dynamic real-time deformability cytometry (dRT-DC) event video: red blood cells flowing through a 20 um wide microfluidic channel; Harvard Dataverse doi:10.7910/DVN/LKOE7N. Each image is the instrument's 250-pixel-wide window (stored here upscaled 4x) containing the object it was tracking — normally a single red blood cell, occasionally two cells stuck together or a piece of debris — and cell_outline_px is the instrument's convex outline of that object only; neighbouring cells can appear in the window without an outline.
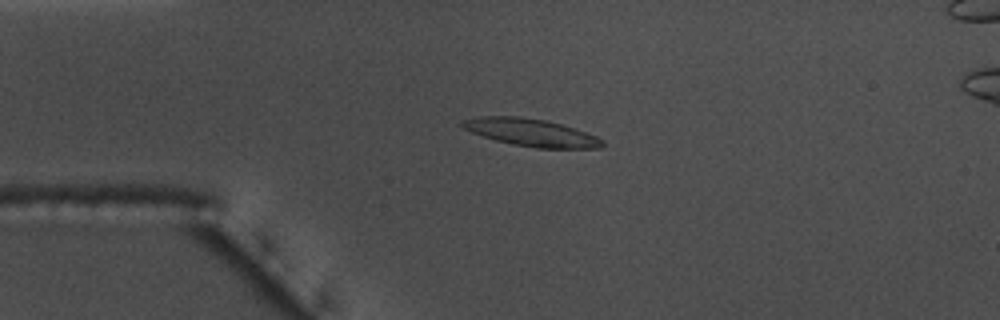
{"species": "common noctule bat (a hibernating species)", "species_latin": "Nyctalus noctula", "temperature_condition": "warm", "stored_images_in_passage": 9, "camera_frame_rate_fps": 3000, "um_per_image_px": 0.085, "animal": {"sex": "male", "body_mass_g": 17.5, "forearm_length_mm": 52.3}, "frame": {"image": 1, "passage_image": 6, "time_ms": 1.667, "image_size_px": [1000, 320], "cell_outline_px": [[604, 144], [600, 148], [536, 148], [512, 144], [496, 140], [472, 132], [464, 128], [460, 124], [460, 120], [480, 116], [520, 116], [544, 120], [560, 124], [596, 136], [604, 140]], "centroid_in_image_um": [45.12, 11.26], "position_along_channel_um": 39.9, "area_um2": 22.2}}